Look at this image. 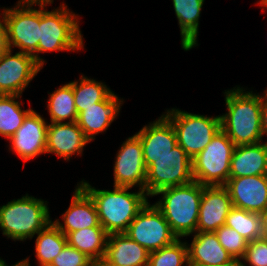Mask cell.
I'll list each match as a JSON object with an SVG mask.
<instances>
[{
    "label": "cell",
    "mask_w": 267,
    "mask_h": 266,
    "mask_svg": "<svg viewBox=\"0 0 267 266\" xmlns=\"http://www.w3.org/2000/svg\"><path fill=\"white\" fill-rule=\"evenodd\" d=\"M93 264L89 257L68 244L51 262L53 266H93Z\"/></svg>",
    "instance_id": "d6a6232c"
},
{
    "label": "cell",
    "mask_w": 267,
    "mask_h": 266,
    "mask_svg": "<svg viewBox=\"0 0 267 266\" xmlns=\"http://www.w3.org/2000/svg\"><path fill=\"white\" fill-rule=\"evenodd\" d=\"M8 49L5 25L0 18V55Z\"/></svg>",
    "instance_id": "e575fe53"
},
{
    "label": "cell",
    "mask_w": 267,
    "mask_h": 266,
    "mask_svg": "<svg viewBox=\"0 0 267 266\" xmlns=\"http://www.w3.org/2000/svg\"><path fill=\"white\" fill-rule=\"evenodd\" d=\"M89 142L76 122L48 123L46 153L70 161L72 155H82Z\"/></svg>",
    "instance_id": "2e32d148"
},
{
    "label": "cell",
    "mask_w": 267,
    "mask_h": 266,
    "mask_svg": "<svg viewBox=\"0 0 267 266\" xmlns=\"http://www.w3.org/2000/svg\"><path fill=\"white\" fill-rule=\"evenodd\" d=\"M215 234L222 247L233 257L234 260L241 261L248 242L233 228L226 225L219 227Z\"/></svg>",
    "instance_id": "4dcf8cb0"
},
{
    "label": "cell",
    "mask_w": 267,
    "mask_h": 266,
    "mask_svg": "<svg viewBox=\"0 0 267 266\" xmlns=\"http://www.w3.org/2000/svg\"><path fill=\"white\" fill-rule=\"evenodd\" d=\"M189 266L187 242L177 239L171 245L150 252L148 266Z\"/></svg>",
    "instance_id": "f546056e"
},
{
    "label": "cell",
    "mask_w": 267,
    "mask_h": 266,
    "mask_svg": "<svg viewBox=\"0 0 267 266\" xmlns=\"http://www.w3.org/2000/svg\"><path fill=\"white\" fill-rule=\"evenodd\" d=\"M67 244L84 253L94 263L105 255L108 233L103 227H90L66 233Z\"/></svg>",
    "instance_id": "cb8c5ba5"
},
{
    "label": "cell",
    "mask_w": 267,
    "mask_h": 266,
    "mask_svg": "<svg viewBox=\"0 0 267 266\" xmlns=\"http://www.w3.org/2000/svg\"><path fill=\"white\" fill-rule=\"evenodd\" d=\"M232 207V200L225 186H203L197 232L211 233L225 225Z\"/></svg>",
    "instance_id": "5bb4252c"
},
{
    "label": "cell",
    "mask_w": 267,
    "mask_h": 266,
    "mask_svg": "<svg viewBox=\"0 0 267 266\" xmlns=\"http://www.w3.org/2000/svg\"><path fill=\"white\" fill-rule=\"evenodd\" d=\"M150 252L125 233L108 235L103 260L112 266H148Z\"/></svg>",
    "instance_id": "44dd1931"
},
{
    "label": "cell",
    "mask_w": 267,
    "mask_h": 266,
    "mask_svg": "<svg viewBox=\"0 0 267 266\" xmlns=\"http://www.w3.org/2000/svg\"><path fill=\"white\" fill-rule=\"evenodd\" d=\"M76 186L69 208L62 214L63 223L56 219L53 224L63 233L90 227H102L94 201L79 185Z\"/></svg>",
    "instance_id": "ac0fdd59"
},
{
    "label": "cell",
    "mask_w": 267,
    "mask_h": 266,
    "mask_svg": "<svg viewBox=\"0 0 267 266\" xmlns=\"http://www.w3.org/2000/svg\"><path fill=\"white\" fill-rule=\"evenodd\" d=\"M205 0H172L180 27L181 46L189 51L198 46L199 18Z\"/></svg>",
    "instance_id": "603a6c76"
},
{
    "label": "cell",
    "mask_w": 267,
    "mask_h": 266,
    "mask_svg": "<svg viewBox=\"0 0 267 266\" xmlns=\"http://www.w3.org/2000/svg\"><path fill=\"white\" fill-rule=\"evenodd\" d=\"M12 266H30L29 258H26L24 260L22 259Z\"/></svg>",
    "instance_id": "74e56055"
},
{
    "label": "cell",
    "mask_w": 267,
    "mask_h": 266,
    "mask_svg": "<svg viewBox=\"0 0 267 266\" xmlns=\"http://www.w3.org/2000/svg\"><path fill=\"white\" fill-rule=\"evenodd\" d=\"M187 249L189 266H225L235 261L215 232H196Z\"/></svg>",
    "instance_id": "ffe728a7"
},
{
    "label": "cell",
    "mask_w": 267,
    "mask_h": 266,
    "mask_svg": "<svg viewBox=\"0 0 267 266\" xmlns=\"http://www.w3.org/2000/svg\"><path fill=\"white\" fill-rule=\"evenodd\" d=\"M67 244L66 235L51 222L37 233L35 241V256L39 266L51 264L52 260Z\"/></svg>",
    "instance_id": "484cf974"
},
{
    "label": "cell",
    "mask_w": 267,
    "mask_h": 266,
    "mask_svg": "<svg viewBox=\"0 0 267 266\" xmlns=\"http://www.w3.org/2000/svg\"><path fill=\"white\" fill-rule=\"evenodd\" d=\"M262 95V105H261V126L263 131V136L267 135V89L264 90Z\"/></svg>",
    "instance_id": "836d02e7"
},
{
    "label": "cell",
    "mask_w": 267,
    "mask_h": 266,
    "mask_svg": "<svg viewBox=\"0 0 267 266\" xmlns=\"http://www.w3.org/2000/svg\"><path fill=\"white\" fill-rule=\"evenodd\" d=\"M225 187L234 207L258 214L267 208V175L229 178Z\"/></svg>",
    "instance_id": "9a60e30c"
},
{
    "label": "cell",
    "mask_w": 267,
    "mask_h": 266,
    "mask_svg": "<svg viewBox=\"0 0 267 266\" xmlns=\"http://www.w3.org/2000/svg\"><path fill=\"white\" fill-rule=\"evenodd\" d=\"M0 266H8L6 262L0 258Z\"/></svg>",
    "instance_id": "60d3db41"
},
{
    "label": "cell",
    "mask_w": 267,
    "mask_h": 266,
    "mask_svg": "<svg viewBox=\"0 0 267 266\" xmlns=\"http://www.w3.org/2000/svg\"><path fill=\"white\" fill-rule=\"evenodd\" d=\"M225 225L236 230L247 242L262 237L261 216L258 213L233 206Z\"/></svg>",
    "instance_id": "f1b7e54d"
},
{
    "label": "cell",
    "mask_w": 267,
    "mask_h": 266,
    "mask_svg": "<svg viewBox=\"0 0 267 266\" xmlns=\"http://www.w3.org/2000/svg\"><path fill=\"white\" fill-rule=\"evenodd\" d=\"M192 181V160L177 144L167 155L151 157V164L147 167L146 194L153 197L164 188Z\"/></svg>",
    "instance_id": "9c48e42d"
},
{
    "label": "cell",
    "mask_w": 267,
    "mask_h": 266,
    "mask_svg": "<svg viewBox=\"0 0 267 266\" xmlns=\"http://www.w3.org/2000/svg\"><path fill=\"white\" fill-rule=\"evenodd\" d=\"M136 135L141 140L146 168L151 164V157H163L177 145L175 129L163 114Z\"/></svg>",
    "instance_id": "e0dca14e"
},
{
    "label": "cell",
    "mask_w": 267,
    "mask_h": 266,
    "mask_svg": "<svg viewBox=\"0 0 267 266\" xmlns=\"http://www.w3.org/2000/svg\"><path fill=\"white\" fill-rule=\"evenodd\" d=\"M48 122L32 110L24 119L12 137L9 138V149L16 153L24 163L41 154H46Z\"/></svg>",
    "instance_id": "4fadbf2b"
},
{
    "label": "cell",
    "mask_w": 267,
    "mask_h": 266,
    "mask_svg": "<svg viewBox=\"0 0 267 266\" xmlns=\"http://www.w3.org/2000/svg\"><path fill=\"white\" fill-rule=\"evenodd\" d=\"M260 6H262V7L264 6L267 9V0Z\"/></svg>",
    "instance_id": "b9f144b4"
},
{
    "label": "cell",
    "mask_w": 267,
    "mask_h": 266,
    "mask_svg": "<svg viewBox=\"0 0 267 266\" xmlns=\"http://www.w3.org/2000/svg\"><path fill=\"white\" fill-rule=\"evenodd\" d=\"M265 1H266V0H260V1L258 2V4H259V5H262Z\"/></svg>",
    "instance_id": "7bdbcfd3"
},
{
    "label": "cell",
    "mask_w": 267,
    "mask_h": 266,
    "mask_svg": "<svg viewBox=\"0 0 267 266\" xmlns=\"http://www.w3.org/2000/svg\"><path fill=\"white\" fill-rule=\"evenodd\" d=\"M5 50L0 55V95H21L42 67L32 55Z\"/></svg>",
    "instance_id": "8fae6325"
},
{
    "label": "cell",
    "mask_w": 267,
    "mask_h": 266,
    "mask_svg": "<svg viewBox=\"0 0 267 266\" xmlns=\"http://www.w3.org/2000/svg\"><path fill=\"white\" fill-rule=\"evenodd\" d=\"M21 95H0V136L7 140L14 135L23 124L32 108L22 110V103L17 101Z\"/></svg>",
    "instance_id": "83f0119b"
},
{
    "label": "cell",
    "mask_w": 267,
    "mask_h": 266,
    "mask_svg": "<svg viewBox=\"0 0 267 266\" xmlns=\"http://www.w3.org/2000/svg\"><path fill=\"white\" fill-rule=\"evenodd\" d=\"M47 203L26 194L0 206L2 234L14 241L32 239L52 222Z\"/></svg>",
    "instance_id": "5b68a950"
},
{
    "label": "cell",
    "mask_w": 267,
    "mask_h": 266,
    "mask_svg": "<svg viewBox=\"0 0 267 266\" xmlns=\"http://www.w3.org/2000/svg\"><path fill=\"white\" fill-rule=\"evenodd\" d=\"M267 175V141L235 146L230 162L229 178Z\"/></svg>",
    "instance_id": "7402d4cb"
},
{
    "label": "cell",
    "mask_w": 267,
    "mask_h": 266,
    "mask_svg": "<svg viewBox=\"0 0 267 266\" xmlns=\"http://www.w3.org/2000/svg\"><path fill=\"white\" fill-rule=\"evenodd\" d=\"M241 266H267V239L261 237L249 241ZM247 263V264H246Z\"/></svg>",
    "instance_id": "1f68e13d"
},
{
    "label": "cell",
    "mask_w": 267,
    "mask_h": 266,
    "mask_svg": "<svg viewBox=\"0 0 267 266\" xmlns=\"http://www.w3.org/2000/svg\"><path fill=\"white\" fill-rule=\"evenodd\" d=\"M225 266H241V263H240V261L235 260L233 263L227 264Z\"/></svg>",
    "instance_id": "ab89813d"
},
{
    "label": "cell",
    "mask_w": 267,
    "mask_h": 266,
    "mask_svg": "<svg viewBox=\"0 0 267 266\" xmlns=\"http://www.w3.org/2000/svg\"><path fill=\"white\" fill-rule=\"evenodd\" d=\"M227 113L220 115L221 129L235 146L263 142L261 126L262 96L244 88L225 90Z\"/></svg>",
    "instance_id": "6da1fadb"
},
{
    "label": "cell",
    "mask_w": 267,
    "mask_h": 266,
    "mask_svg": "<svg viewBox=\"0 0 267 266\" xmlns=\"http://www.w3.org/2000/svg\"><path fill=\"white\" fill-rule=\"evenodd\" d=\"M47 102L51 123L65 122L67 119H69L67 122L77 121L78 113L70 83H66L52 92Z\"/></svg>",
    "instance_id": "4316f807"
},
{
    "label": "cell",
    "mask_w": 267,
    "mask_h": 266,
    "mask_svg": "<svg viewBox=\"0 0 267 266\" xmlns=\"http://www.w3.org/2000/svg\"><path fill=\"white\" fill-rule=\"evenodd\" d=\"M173 125L177 144L193 160L210 143L221 130L220 115L207 117L205 115L188 113L179 109H169L163 114Z\"/></svg>",
    "instance_id": "8992f818"
},
{
    "label": "cell",
    "mask_w": 267,
    "mask_h": 266,
    "mask_svg": "<svg viewBox=\"0 0 267 266\" xmlns=\"http://www.w3.org/2000/svg\"><path fill=\"white\" fill-rule=\"evenodd\" d=\"M39 5L36 9L33 6ZM1 19L5 25L7 46L32 55L38 63L40 41V4L17 3L14 8H4Z\"/></svg>",
    "instance_id": "52a82bcc"
},
{
    "label": "cell",
    "mask_w": 267,
    "mask_h": 266,
    "mask_svg": "<svg viewBox=\"0 0 267 266\" xmlns=\"http://www.w3.org/2000/svg\"><path fill=\"white\" fill-rule=\"evenodd\" d=\"M40 4V41L38 64L43 67L45 60L39 54L53 51H78L84 48L79 28V17L67 9L65 4L52 11Z\"/></svg>",
    "instance_id": "277c9868"
},
{
    "label": "cell",
    "mask_w": 267,
    "mask_h": 266,
    "mask_svg": "<svg viewBox=\"0 0 267 266\" xmlns=\"http://www.w3.org/2000/svg\"><path fill=\"white\" fill-rule=\"evenodd\" d=\"M41 266H53V265H51V264H47V265H41Z\"/></svg>",
    "instance_id": "ee69618b"
},
{
    "label": "cell",
    "mask_w": 267,
    "mask_h": 266,
    "mask_svg": "<svg viewBox=\"0 0 267 266\" xmlns=\"http://www.w3.org/2000/svg\"><path fill=\"white\" fill-rule=\"evenodd\" d=\"M203 185L197 181L164 188L155 195L162 199L154 205L162 212L178 239L197 232L199 206Z\"/></svg>",
    "instance_id": "3957f363"
},
{
    "label": "cell",
    "mask_w": 267,
    "mask_h": 266,
    "mask_svg": "<svg viewBox=\"0 0 267 266\" xmlns=\"http://www.w3.org/2000/svg\"><path fill=\"white\" fill-rule=\"evenodd\" d=\"M93 266H112V265L107 264V263L102 259V260H100V261H98V262H95V263L93 264Z\"/></svg>",
    "instance_id": "f35d334b"
},
{
    "label": "cell",
    "mask_w": 267,
    "mask_h": 266,
    "mask_svg": "<svg viewBox=\"0 0 267 266\" xmlns=\"http://www.w3.org/2000/svg\"><path fill=\"white\" fill-rule=\"evenodd\" d=\"M125 234L149 252L171 245L178 239L162 212L149 202L138 212Z\"/></svg>",
    "instance_id": "30bf717a"
},
{
    "label": "cell",
    "mask_w": 267,
    "mask_h": 266,
    "mask_svg": "<svg viewBox=\"0 0 267 266\" xmlns=\"http://www.w3.org/2000/svg\"><path fill=\"white\" fill-rule=\"evenodd\" d=\"M262 223V237L267 239V208L260 214Z\"/></svg>",
    "instance_id": "d590c367"
},
{
    "label": "cell",
    "mask_w": 267,
    "mask_h": 266,
    "mask_svg": "<svg viewBox=\"0 0 267 266\" xmlns=\"http://www.w3.org/2000/svg\"><path fill=\"white\" fill-rule=\"evenodd\" d=\"M18 3H29V4H53V0H19Z\"/></svg>",
    "instance_id": "8d00e7d4"
},
{
    "label": "cell",
    "mask_w": 267,
    "mask_h": 266,
    "mask_svg": "<svg viewBox=\"0 0 267 266\" xmlns=\"http://www.w3.org/2000/svg\"><path fill=\"white\" fill-rule=\"evenodd\" d=\"M78 81L69 82L72 85L78 114L86 110V108L93 106V104L104 101L113 92L101 81L98 82L84 75Z\"/></svg>",
    "instance_id": "d4e9b609"
},
{
    "label": "cell",
    "mask_w": 267,
    "mask_h": 266,
    "mask_svg": "<svg viewBox=\"0 0 267 266\" xmlns=\"http://www.w3.org/2000/svg\"><path fill=\"white\" fill-rule=\"evenodd\" d=\"M79 185L94 201L100 225L108 234L125 233L138 212L148 202L145 191L129 192L131 187L100 190L92 187L84 179Z\"/></svg>",
    "instance_id": "7a4b0ae2"
},
{
    "label": "cell",
    "mask_w": 267,
    "mask_h": 266,
    "mask_svg": "<svg viewBox=\"0 0 267 266\" xmlns=\"http://www.w3.org/2000/svg\"><path fill=\"white\" fill-rule=\"evenodd\" d=\"M114 186L135 187L146 192L147 168L140 138L134 134L123 142L114 161Z\"/></svg>",
    "instance_id": "7c38bea8"
},
{
    "label": "cell",
    "mask_w": 267,
    "mask_h": 266,
    "mask_svg": "<svg viewBox=\"0 0 267 266\" xmlns=\"http://www.w3.org/2000/svg\"><path fill=\"white\" fill-rule=\"evenodd\" d=\"M235 144L221 129L192 160L193 180L203 186H225Z\"/></svg>",
    "instance_id": "ba28073f"
},
{
    "label": "cell",
    "mask_w": 267,
    "mask_h": 266,
    "mask_svg": "<svg viewBox=\"0 0 267 266\" xmlns=\"http://www.w3.org/2000/svg\"><path fill=\"white\" fill-rule=\"evenodd\" d=\"M123 100L112 92L104 101L98 102L80 112L76 123L91 142L95 136L105 132L118 117Z\"/></svg>",
    "instance_id": "d6986e66"
}]
</instances>
